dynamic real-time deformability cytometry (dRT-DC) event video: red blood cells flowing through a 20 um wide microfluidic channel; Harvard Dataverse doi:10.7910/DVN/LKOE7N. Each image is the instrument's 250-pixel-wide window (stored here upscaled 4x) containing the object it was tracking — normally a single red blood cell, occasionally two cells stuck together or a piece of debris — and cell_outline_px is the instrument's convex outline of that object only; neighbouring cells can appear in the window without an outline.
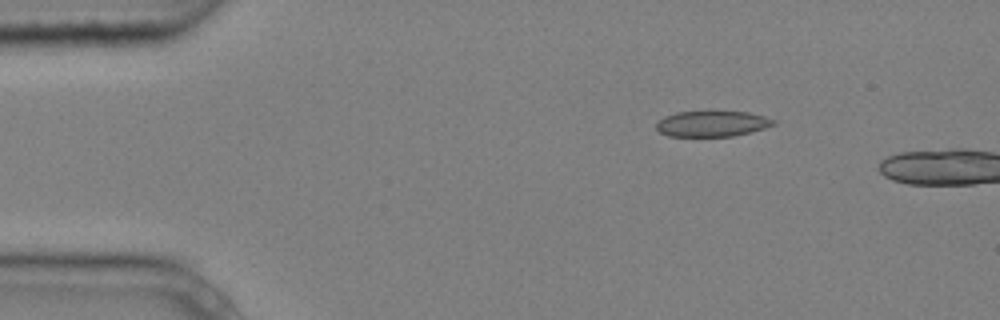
{"species": "common noctule bat (a hibernating species)", "species_latin": "Nyctalus noctula", "temperature_condition": "cold", "stored_images_in_passage": 2, "camera_frame_rate_fps": 3000, "um_per_image_px": 0.085, "animal": {"sex": "male", "body_mass_g": 20.4}, "frame": {"image": 1, "passage_image": 2, "time_ms": 0.333, "image_size_px": [1000, 320], "cell_outline_px": [[776, 124], [752, 132], [732, 136], [668, 136], [660, 132], [656, 128], [656, 124], [664, 116], [676, 112], [748, 112], [764, 116], [776, 120]], "centroid_in_image_um": [60.54, 10.52], "position_along_channel_um": 24.5, "area_um2": 17.46}}